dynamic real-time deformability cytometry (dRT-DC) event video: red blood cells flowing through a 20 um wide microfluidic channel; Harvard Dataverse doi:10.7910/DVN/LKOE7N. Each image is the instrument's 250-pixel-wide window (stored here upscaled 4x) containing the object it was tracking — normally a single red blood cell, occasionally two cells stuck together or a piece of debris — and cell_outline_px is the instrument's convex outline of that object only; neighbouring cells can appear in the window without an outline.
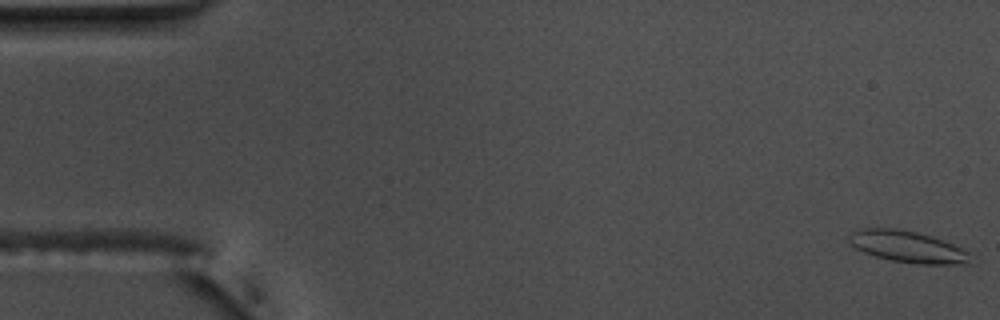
{"species": "common noctule bat (a hibernating species)", "species_latin": "Nyctalus noctula", "temperature_condition": "warm", "stored_images_in_passage": 24, "camera_frame_rate_fps": 3000, "um_per_image_px": 0.085, "animal": {"sex": "male", "body_mass_g": 17.5, "forearm_length_mm": 52.3}, "frame": {"image": 1, "passage_image": 1, "time_ms": 0.0, "image_size_px": [1000, 320], "cell_outline_px": [[968, 252], [964, 260], [952, 264], [916, 264], [892, 260], [876, 256], [864, 252], [856, 248], [848, 240], [848, 232], [860, 228], [896, 228], [916, 232], [932, 236], [952, 244]], "centroid_in_image_um": [76.98, 20.93], "position_along_channel_um": 8.0, "area_um2": 21.73}}